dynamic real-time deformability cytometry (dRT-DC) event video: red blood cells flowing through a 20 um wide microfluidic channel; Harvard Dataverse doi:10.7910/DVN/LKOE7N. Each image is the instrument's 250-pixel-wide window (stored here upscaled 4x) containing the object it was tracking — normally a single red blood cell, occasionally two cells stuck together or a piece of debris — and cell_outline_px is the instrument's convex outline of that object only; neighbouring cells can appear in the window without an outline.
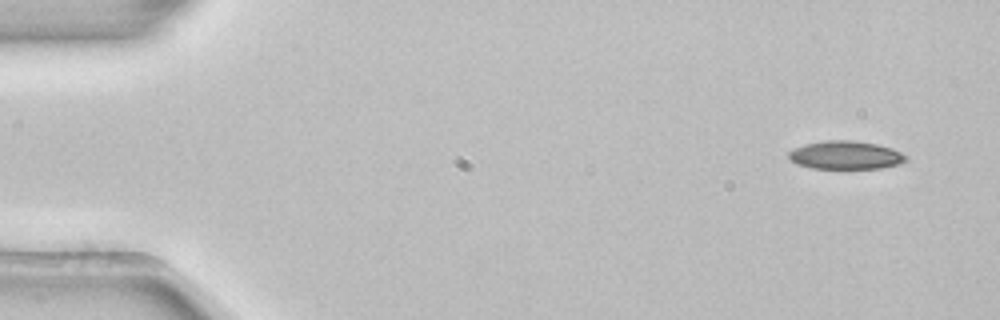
{"species": "common noctule bat (a hibernating species)", "species_latin": "Nyctalus noctula", "temperature_condition": "room temperature", "stored_images_in_passage": 3, "camera_frame_rate_fps": 3000, "um_per_image_px": 0.085, "animal": {"sex": "female", "body_mass_g": 22.7, "forearm_length_mm": 54.2}, "frame": {"image": 1, "passage_image": 1, "time_ms": 0.0, "image_size_px": [1000, 320], "cell_outline_px": [[908, 160], [896, 164], [880, 168], [812, 168], [796, 164], [788, 156], [788, 152], [804, 144], [824, 140], [852, 140], [876, 144], [892, 148], [908, 156]], "centroid_in_image_um": [71.87, 13.18], "position_along_channel_um": 13.1, "area_um2": 19.19}}
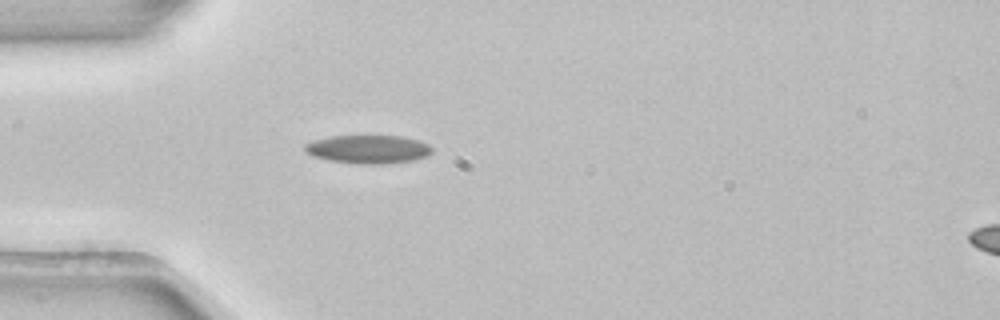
{"frame": {"image": 2, "passage_image": 3, "time_ms": 0.667, "image_size_px": [1000, 320], "cell_outline_px": [[432, 152], [428, 156], [412, 160], [384, 164], [360, 164], [332, 160], [312, 156], [304, 148], [304, 144], [312, 140], [328, 136], [400, 136], [420, 140], [428, 144], [432, 148]], "centroid_in_image_um": [31.31, 12.68], "position_along_channel_um": 53.7, "area_um2": 21.04}}